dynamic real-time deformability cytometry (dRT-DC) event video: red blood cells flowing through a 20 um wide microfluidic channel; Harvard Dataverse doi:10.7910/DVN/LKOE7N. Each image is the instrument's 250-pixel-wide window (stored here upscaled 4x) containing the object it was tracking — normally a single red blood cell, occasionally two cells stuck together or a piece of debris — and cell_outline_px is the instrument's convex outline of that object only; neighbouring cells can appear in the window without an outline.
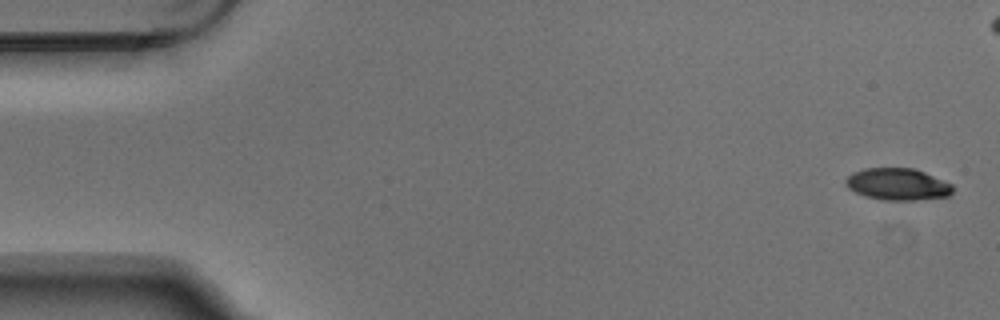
{"species": "Egyptian fruit bat (a non-hibernating species)", "species_latin": "Rousettus aegyptiacus", "temperature_condition": "warm", "stored_images_in_passage": 7, "segment_of_instrument_passage": [1, 2], "camera_frame_rate_fps": 3000, "um_per_image_px": 0.085, "animal": {"sex": "male"}, "frame": {"image": 1, "passage_image": 1, "time_ms": 0.0, "image_size_px": [1000, 320], "cell_outline_px": [[952, 192], [948, 196], [916, 200], [884, 200], [868, 196], [856, 192], [848, 188], [844, 184], [844, 180], [852, 172], [864, 168], [912, 168], [924, 172], [952, 184]], "centroid_in_image_um": [76.27, 15.65], "position_along_channel_um": 8.7, "area_um2": 19.77}}
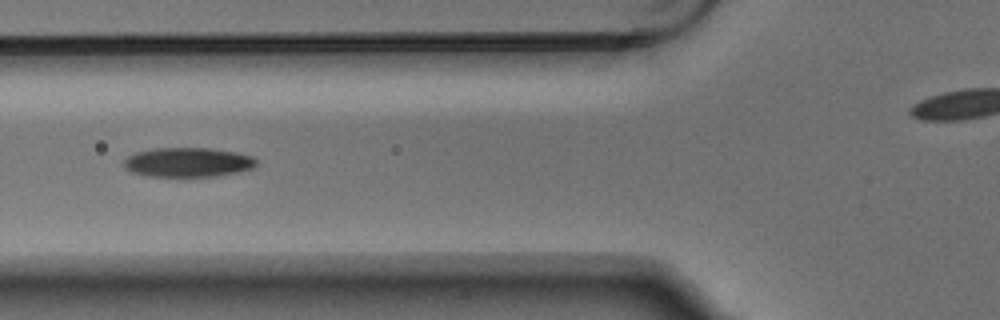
{"frame": {"image": 2, "passage_image": 6, "time_ms": 1.667, "image_size_px": [1000, 320], "cell_outline_px": [[256, 164], [252, 168], [240, 172], [220, 176], [148, 176], [132, 172], [124, 168], [124, 160], [128, 156], [136, 152], [156, 148], [212, 148], [236, 152], [252, 156], [256, 160]], "centroid_in_image_um": [15.99, 13.79], "position_along_channel_um": 109.8, "area_um2": 22.77}}